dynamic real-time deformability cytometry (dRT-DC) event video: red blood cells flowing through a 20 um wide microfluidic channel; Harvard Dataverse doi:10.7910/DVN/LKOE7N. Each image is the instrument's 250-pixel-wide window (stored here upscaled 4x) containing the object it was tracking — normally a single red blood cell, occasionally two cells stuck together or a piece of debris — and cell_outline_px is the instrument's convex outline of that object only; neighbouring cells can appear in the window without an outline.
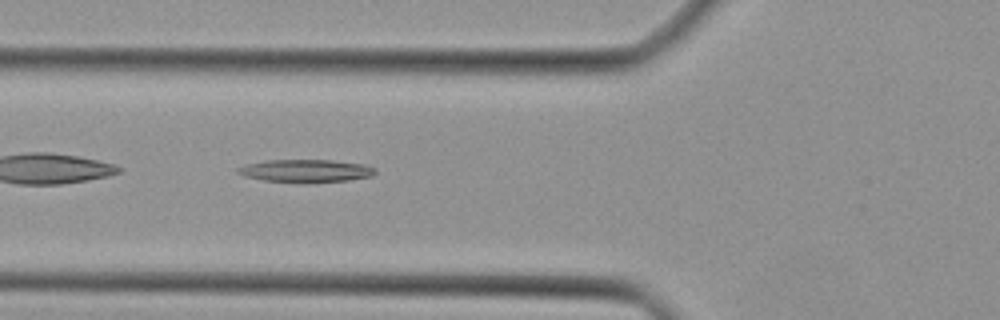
{"species": "Egyptian fruit bat (a non-hibernating species)", "species_latin": "Rousettus aegyptiacus", "temperature_condition": "cold", "stored_images_in_passage": 35, "camera_frame_rate_fps": 3000, "um_per_image_px": 0.085, "animal": {"sex": "female"}, "frame": {"image": 1, "passage_image": 7, "time_ms": 2.0, "image_size_px": [1000, 320], "cell_outline_px": [[376, 172], [372, 176], [348, 180], [264, 180], [244, 176], [236, 172], [236, 168], [244, 164], [264, 160], [332, 160], [364, 164], [376, 168]], "centroid_in_image_um": [25.96, 14.47], "position_along_channel_um": 99.8, "area_um2": 17.46}}
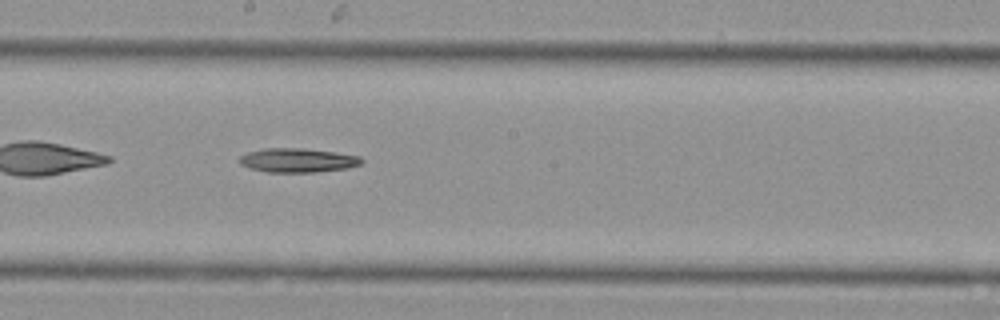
{"frame": {"image": 2, "passage_image": 15, "time_ms": 4.667, "image_size_px": [1000, 320], "cell_outline_px": [[364, 160], [360, 164], [348, 168], [316, 172], [268, 172], [248, 168], [240, 164], [240, 156], [248, 152], [264, 148], [304, 148], [336, 152], [360, 156]], "centroid_in_image_um": [25.31, 13.62], "position_along_channel_um": 222.9, "area_um2": 17.22}}
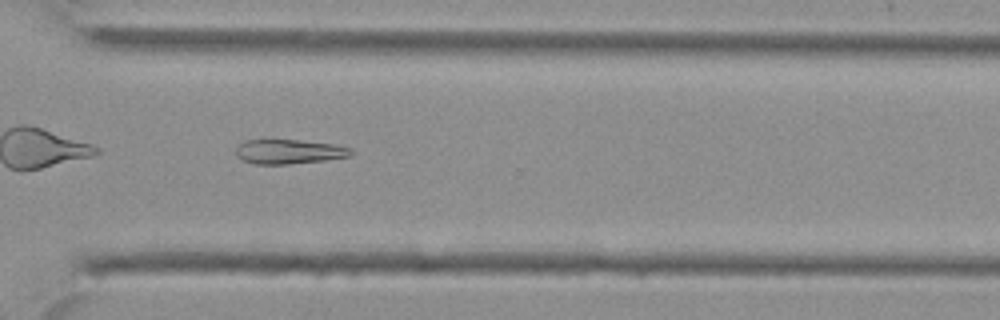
{"frame": {"image": 3, "passage_image": 23, "time_ms": 7.333, "image_size_px": [1000, 320], "cell_outline_px": [[352, 156], [324, 160], [288, 164], [256, 164], [244, 160], [236, 156], [236, 148], [244, 140], [300, 140], [332, 144], [352, 148]], "centroid_in_image_um": [24.57, 12.89], "position_along_channel_um": 346.0, "area_um2": 16.3}}